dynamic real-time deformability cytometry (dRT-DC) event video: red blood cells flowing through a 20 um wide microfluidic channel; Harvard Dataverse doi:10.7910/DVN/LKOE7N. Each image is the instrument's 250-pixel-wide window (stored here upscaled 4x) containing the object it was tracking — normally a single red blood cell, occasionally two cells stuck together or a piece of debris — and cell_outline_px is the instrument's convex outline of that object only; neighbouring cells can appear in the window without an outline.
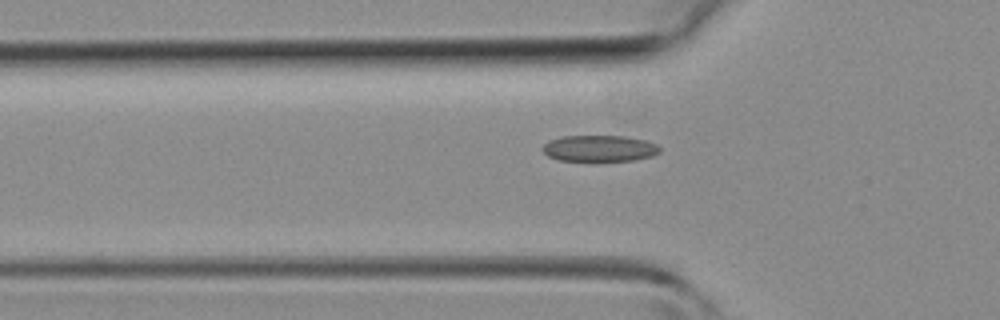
{"species": "common noctule bat (a hibernating species)", "species_latin": "Nyctalus noctula", "temperature_condition": "room temperature", "stored_images_in_passage": 34, "camera_frame_rate_fps": 3000, "um_per_image_px": 0.085, "animal": {"sex": "female", "body_mass_g": 19.3, "forearm_length_mm": 54.1}, "frame": {"image": 1, "passage_image": 10, "time_ms": 3.0, "image_size_px": [1000, 320], "cell_outline_px": [[660, 152], [652, 156], [636, 160], [592, 164], [560, 160], [548, 156], [540, 148], [548, 140], [564, 136], [624, 136], [644, 140], [656, 144], [660, 148]], "centroid_in_image_um": [50.92, 12.67], "position_along_channel_um": 74.9, "area_um2": 18.9}}
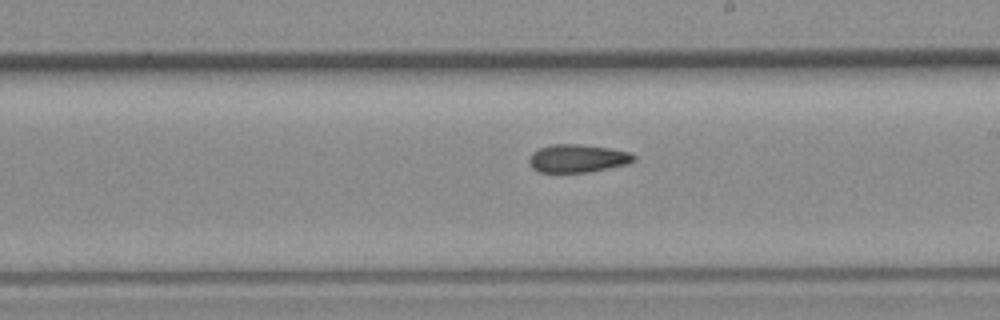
{"frame": {"image": 2, "passage_image": 20, "time_ms": 6.333, "image_size_px": [1000, 320], "cell_outline_px": [[636, 160], [628, 164], [588, 172], [540, 172], [532, 168], [528, 160], [532, 152], [540, 148], [552, 144], [576, 144], [608, 148], [632, 152], [636, 156]], "centroid_in_image_um": [49.11, 13.46], "position_along_channel_um": 239.9, "area_um2": 17.11}}
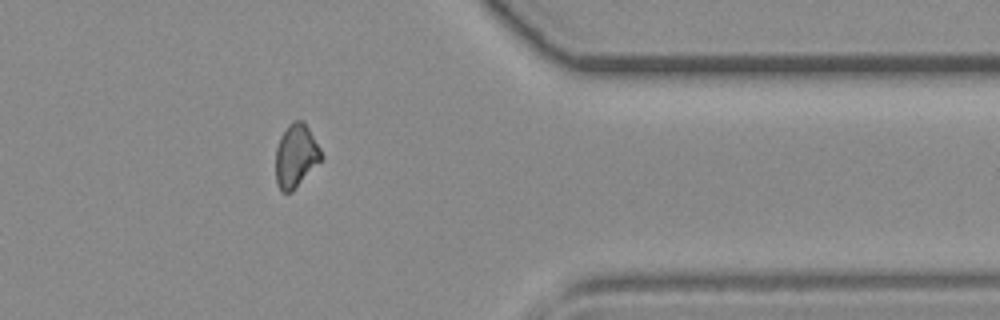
{"frame": {"image": 3, "passage_image": 30, "time_ms": 9.667, "image_size_px": [1000, 320], "cell_outline_px": [[324, 160], [292, 192], [280, 192], [276, 184], [276, 148], [280, 136], [288, 124], [296, 120], [304, 120], [320, 148], [324, 156]], "centroid_in_image_um": [25.18, 13.27], "position_along_channel_um": 386.2, "area_um2": 17.28}}